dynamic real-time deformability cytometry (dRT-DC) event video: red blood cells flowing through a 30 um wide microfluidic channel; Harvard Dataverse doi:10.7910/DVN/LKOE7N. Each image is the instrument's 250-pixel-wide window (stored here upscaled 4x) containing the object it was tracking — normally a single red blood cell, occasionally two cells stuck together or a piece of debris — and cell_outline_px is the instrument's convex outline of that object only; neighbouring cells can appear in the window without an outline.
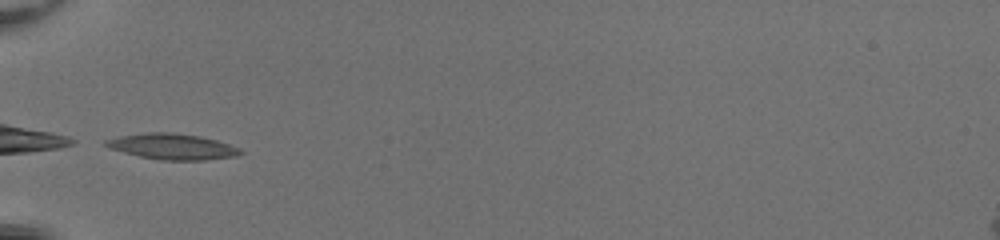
{"species": "common noctule bat (a hibernating species)", "species_latin": "Nyctalus noctula", "temperature_condition": "room temperature", "stored_images_in_passage": 31, "camera_frame_rate_fps": 3000, "um_per_image_px": 0.085, "animal": {"sex": "female", "body_mass_g": 20.0, "forearm_length_mm": 54.0}, "frame": {"image": 1, "passage_image": 1, "time_ms": 0.0, "image_size_px": [1000, 240], "cell_outline_px": [[244, 152], [236, 156], [204, 160], [160, 160], [140, 156], [124, 152], [112, 148], [104, 144], [104, 140], [120, 136], [148, 132], [172, 132], [200, 136], [216, 140], [240, 148]], "centroid_in_image_um": [14.68, 12.45], "position_along_channel_um": 70.3, "area_um2": 20.06}}
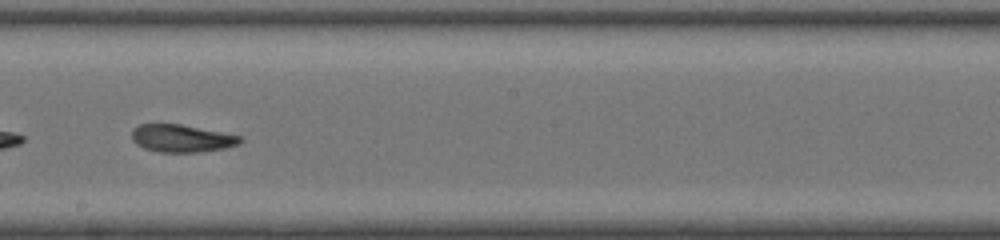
{"frame": {"image": 2, "passage_image": 13, "time_ms": 4.0, "image_size_px": [1000, 240], "cell_outline_px": [[244, 140], [240, 144], [224, 148], [200, 152], [160, 152], [144, 148], [136, 144], [132, 140], [132, 132], [140, 124], [180, 124], [240, 136]], "centroid_in_image_um": [15.45, 11.77], "position_along_channel_um": 232.8, "area_um2": 17.22}}
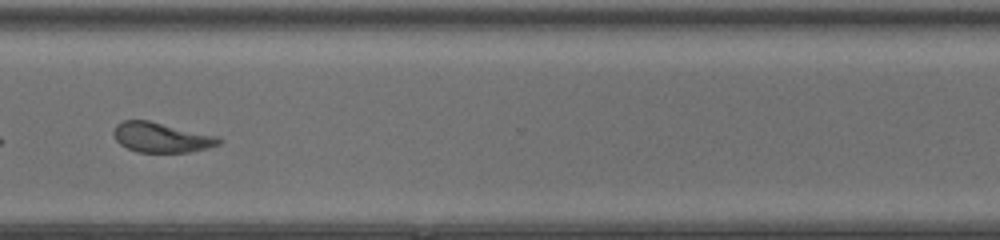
{"frame": {"image": 3, "passage_image": 22, "time_ms": 7.0, "image_size_px": [1000, 240], "cell_outline_px": [[224, 140], [220, 144], [208, 148], [188, 152], [136, 152], [120, 144], [116, 140], [112, 132], [116, 124], [124, 120], [148, 120], [216, 136]], "centroid_in_image_um": [13.69, 11.68], "position_along_channel_um": 356.9, "area_um2": 18.26}, "authors_computed_cell_mechanics": {"area_um2": 18.0914, "velocity_mm_per_s": 4.1473, "shape_relaxation_time_tau1_ms": 4.0137, "shape_relaxation_time_tau2_ms": 3.0549, "deformation_change_tau1": 0.1408, "deformation_change_tau2": 0.1069}}